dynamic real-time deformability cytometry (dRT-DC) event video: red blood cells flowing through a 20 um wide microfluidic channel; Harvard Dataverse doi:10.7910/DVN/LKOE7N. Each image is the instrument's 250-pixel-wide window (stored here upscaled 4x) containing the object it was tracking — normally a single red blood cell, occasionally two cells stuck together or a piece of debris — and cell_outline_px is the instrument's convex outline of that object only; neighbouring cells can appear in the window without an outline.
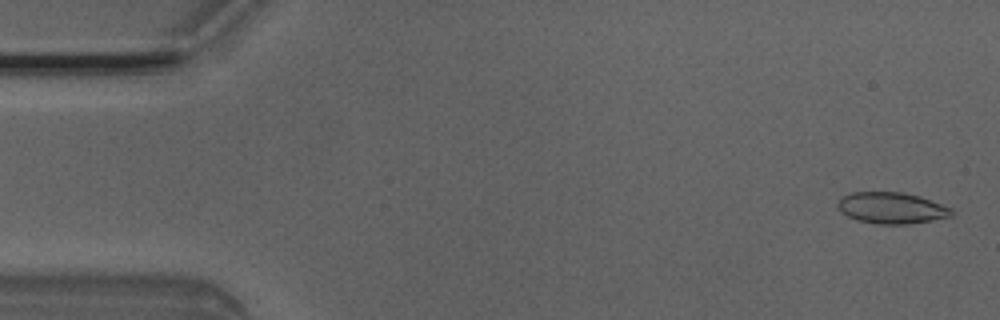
{"species": "Egyptian fruit bat (a non-hibernating species)", "species_latin": "Rousettus aegyptiacus", "temperature_condition": "room temperature", "stored_images_in_passage": 5, "camera_frame_rate_fps": 3000, "um_per_image_px": 0.085, "animal": {"sex": "male"}, "frame": {"image": 1, "passage_image": 1, "time_ms": 0.0, "image_size_px": [1000, 320], "cell_outline_px": [[952, 216], [932, 220], [908, 224], [876, 224], [856, 220], [848, 216], [836, 208], [836, 204], [844, 196], [852, 192], [904, 192], [920, 196], [952, 208]], "centroid_in_image_um": [75.77, 17.68], "position_along_channel_um": 9.2, "area_um2": 20.81}}